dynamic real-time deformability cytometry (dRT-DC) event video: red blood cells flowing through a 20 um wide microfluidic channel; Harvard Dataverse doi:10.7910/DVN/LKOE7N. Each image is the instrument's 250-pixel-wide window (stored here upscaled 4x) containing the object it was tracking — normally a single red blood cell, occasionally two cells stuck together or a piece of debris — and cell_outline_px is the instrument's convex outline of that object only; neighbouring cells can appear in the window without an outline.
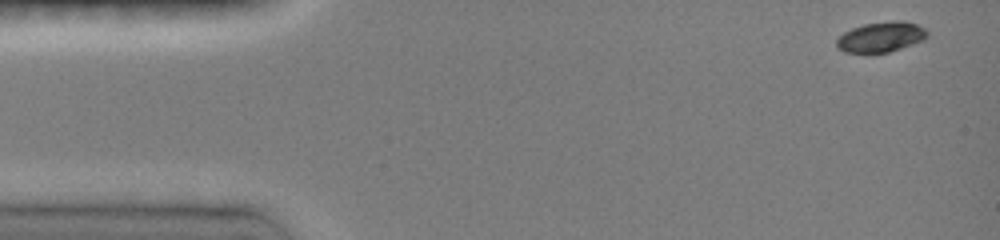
{"species": "common noctule bat (a hibernating species)", "species_latin": "Nyctalus noctula", "temperature_condition": "room temperature", "stored_images_in_passage": 10, "camera_frame_rate_fps": 3000, "um_per_image_px": 0.085, "animal": {"sex": "female", "body_mass_g": 19.0, "forearm_length_mm": 51.5}, "frame": {"image": 1, "passage_image": 1, "time_ms": 0.0, "image_size_px": [1000, 240], "cell_outline_px": [[928, 36], [924, 40], [888, 52], [844, 52], [836, 48], [836, 40], [844, 32], [852, 28], [864, 24], [896, 20], [904, 20], [916, 24], [924, 28], [928, 32]], "centroid_in_image_um": [74.89, 3.13], "position_along_channel_um": 10.1, "area_um2": 15.9}}
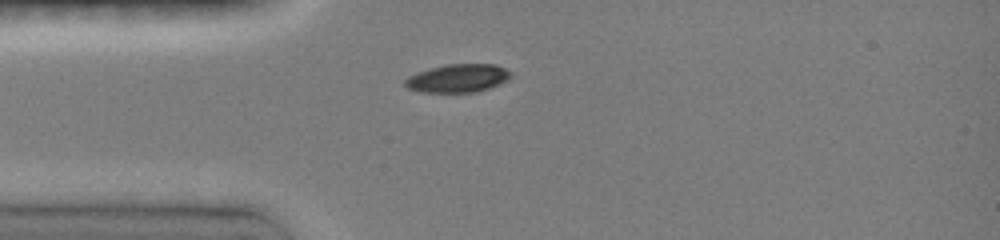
{"frame": {"image": 2, "passage_image": 5, "time_ms": 3.333, "image_size_px": [1000, 240], "cell_outline_px": [[512, 76], [508, 80], [500, 84], [476, 92], [424, 92], [408, 88], [404, 84], [404, 80], [408, 76], [416, 72], [448, 64], [496, 64], [512, 72]], "centroid_in_image_um": [38.94, 6.64], "position_along_channel_um": 46.1, "area_um2": 17.4}}
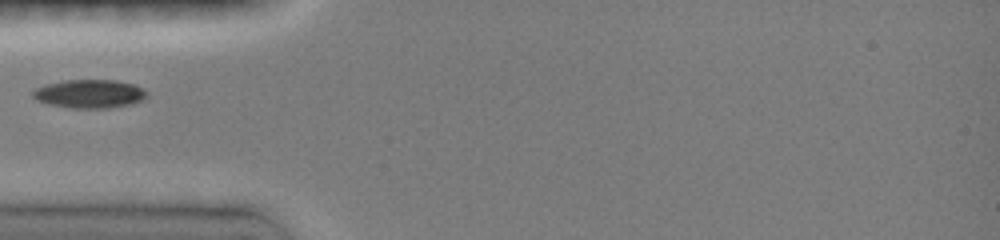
{"frame": {"image": 3, "passage_image": 6, "time_ms": 4.333, "image_size_px": [1000, 240], "cell_outline_px": [[148, 96], [132, 104], [108, 108], [72, 108], [48, 104], [36, 100], [32, 96], [32, 92], [36, 88], [44, 84], [64, 80], [116, 80], [132, 84], [148, 92]], "centroid_in_image_um": [7.57, 7.97], "position_along_channel_um": 77.4, "area_um2": 18.96}}